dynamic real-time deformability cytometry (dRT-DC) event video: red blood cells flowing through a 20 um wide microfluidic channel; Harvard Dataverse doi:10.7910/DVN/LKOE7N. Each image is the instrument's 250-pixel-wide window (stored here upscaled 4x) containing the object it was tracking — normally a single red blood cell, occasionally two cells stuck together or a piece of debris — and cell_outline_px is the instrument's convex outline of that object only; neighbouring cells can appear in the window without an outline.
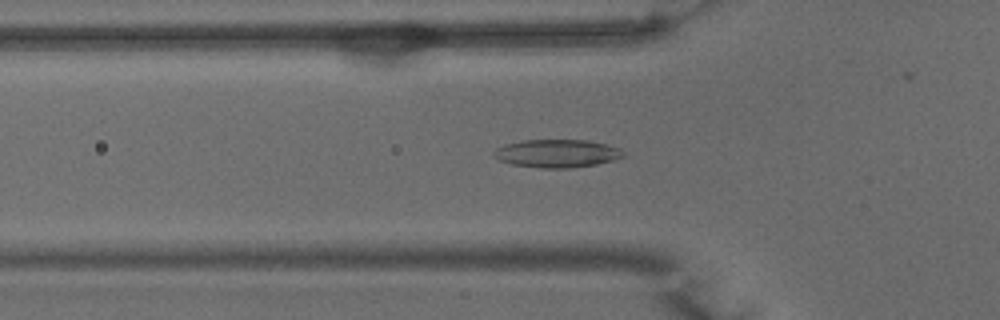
{"species": "common noctule bat (a hibernating species)", "species_latin": "Nyctalus noctula", "temperature_condition": "warm", "stored_images_in_passage": 50, "camera_frame_rate_fps": 3000, "um_per_image_px": 0.085, "animal": {"sex": "male", "body_mass_g": 15.6}, "frame": {"image": 1, "passage_image": 16, "time_ms": 5.0, "image_size_px": [1000, 320], "cell_outline_px": [[624, 156], [612, 160], [596, 164], [568, 168], [540, 168], [512, 164], [500, 160], [492, 156], [492, 152], [496, 148], [504, 144], [524, 140], [588, 140], [608, 144], [620, 148], [624, 152]], "centroid_in_image_um": [47.32, 13.03], "position_along_channel_um": 78.5, "area_um2": 21.21}}
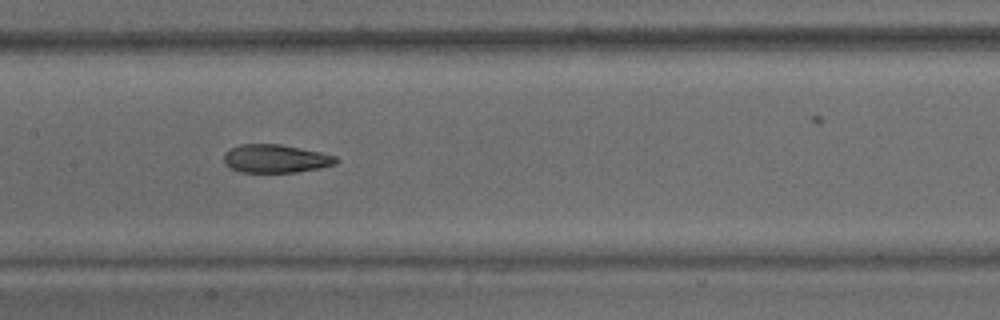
{"frame": {"image": 2, "passage_image": 24, "time_ms": 7.667, "image_size_px": [1000, 320], "cell_outline_px": [[340, 160], [336, 164], [320, 168], [296, 172], [240, 172], [232, 168], [224, 160], [224, 152], [240, 144], [280, 144], [320, 152], [336, 156]], "centroid_in_image_um": [23.47, 13.48], "position_along_channel_um": 183.9, "area_um2": 18.38}}
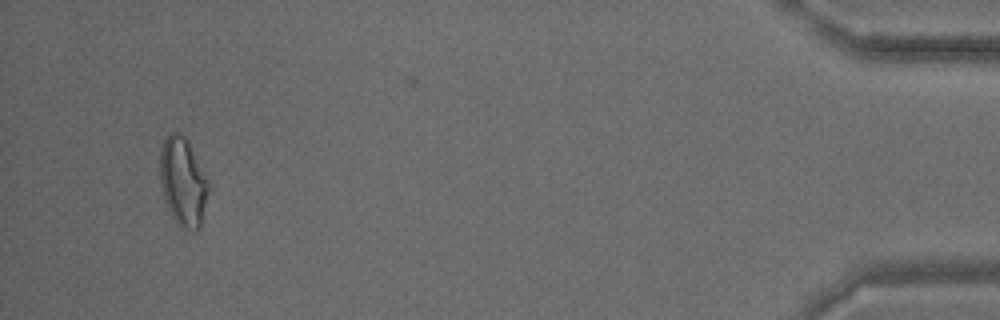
{"frame": {"image": 3, "passage_image": 48, "time_ms": 15.667, "image_size_px": [1000, 320], "cell_outline_px": [[212, 184], [200, 228], [196, 232], [176, 224], [172, 216], [164, 196], [160, 180], [160, 144], [164, 136], [168, 132], [176, 128], [188, 140]], "centroid_in_image_um": [15.59, 15.38], "position_along_channel_um": 419.6, "area_um2": 26.01}, "authors_computed_cell_mechanics": {"area_um2": 21.3282, "velocity_mm_per_s": 3.9096, "shape_relaxation_time_tau1_ms": 4.0456, "shape_relaxation_time_tau2_ms": 4.6015, "deformation_change_tau1": 0.0964, "deformation_change_tau2": 0.1614}}